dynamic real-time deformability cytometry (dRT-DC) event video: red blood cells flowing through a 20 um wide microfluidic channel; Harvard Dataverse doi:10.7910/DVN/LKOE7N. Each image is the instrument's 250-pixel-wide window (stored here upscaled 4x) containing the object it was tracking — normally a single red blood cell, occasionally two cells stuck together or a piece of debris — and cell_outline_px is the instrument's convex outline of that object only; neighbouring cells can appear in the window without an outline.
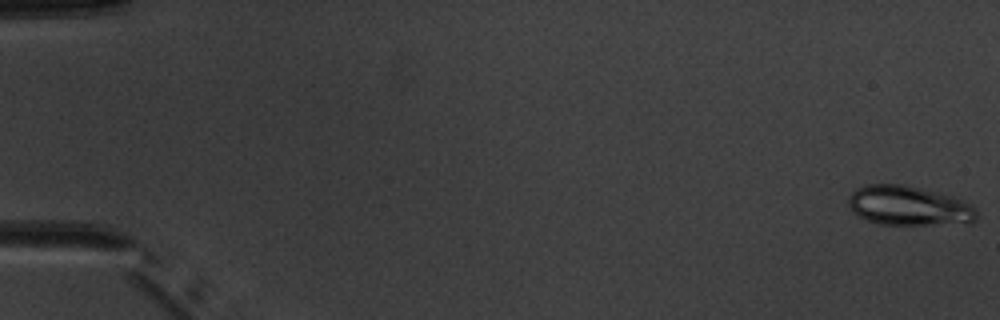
{"species": "common noctule bat (a hibernating species)", "species_latin": "Nyctalus noctula", "temperature_condition": "warm", "stored_images_in_passage": 5, "camera_frame_rate_fps": 3000, "um_per_image_px": 0.085, "animal": {"sex": "male", "body_mass_g": 20.1, "forearm_length_mm": 53.5}, "frame": {"image": 1, "passage_image": 1, "time_ms": 0.0, "image_size_px": [1000, 320], "cell_outline_px": [[976, 220], [968, 224], [880, 224], [868, 220], [852, 212], [848, 204], [848, 196], [856, 188], [864, 184], [904, 184], [952, 196], [964, 200], [972, 204], [976, 208]], "centroid_in_image_um": [77.26, 17.48], "position_along_channel_um": 7.7, "area_um2": 29.77}}